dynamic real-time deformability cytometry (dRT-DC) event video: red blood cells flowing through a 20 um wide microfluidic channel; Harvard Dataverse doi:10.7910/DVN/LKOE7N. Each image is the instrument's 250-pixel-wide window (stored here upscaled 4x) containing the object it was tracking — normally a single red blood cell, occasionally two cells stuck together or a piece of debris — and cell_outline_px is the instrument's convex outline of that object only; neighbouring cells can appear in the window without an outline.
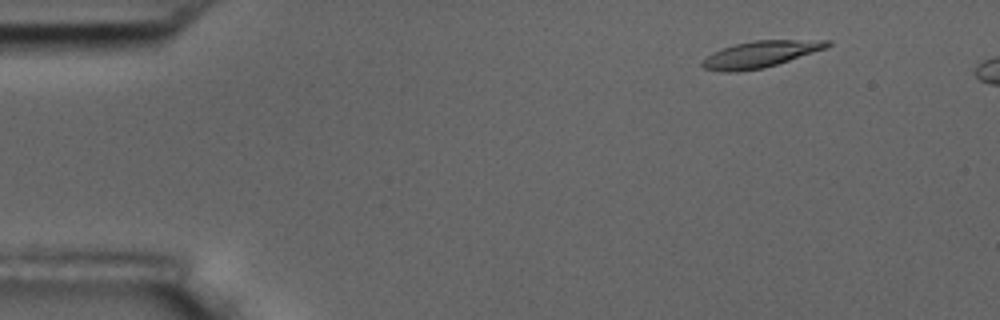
{"species": "common noctule bat (a hibernating species)", "species_latin": "Nyctalus noctula", "temperature_condition": "room temperature", "stored_images_in_passage": 4, "camera_frame_rate_fps": 3000, "um_per_image_px": 0.085, "animal": {"sex": "male", "body_mass_g": 17.5, "forearm_length_mm": 52.3}, "frame": {"image": 1, "passage_image": 2, "time_ms": 1.333, "image_size_px": [1000, 320], "cell_outline_px": [[832, 44], [828, 48], [764, 68], [736, 72], [724, 72], [704, 68], [700, 64], [712, 52], [720, 48], [736, 44], [756, 40], [832, 40]], "centroid_in_image_um": [64.66, 4.6], "position_along_channel_um": 20.3, "area_um2": 19.31}}